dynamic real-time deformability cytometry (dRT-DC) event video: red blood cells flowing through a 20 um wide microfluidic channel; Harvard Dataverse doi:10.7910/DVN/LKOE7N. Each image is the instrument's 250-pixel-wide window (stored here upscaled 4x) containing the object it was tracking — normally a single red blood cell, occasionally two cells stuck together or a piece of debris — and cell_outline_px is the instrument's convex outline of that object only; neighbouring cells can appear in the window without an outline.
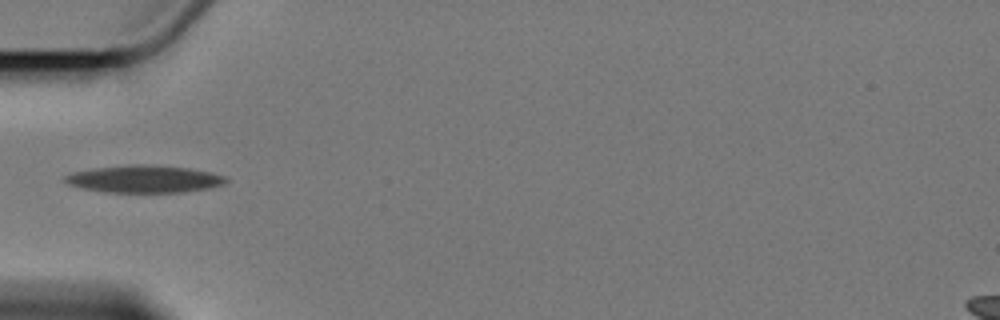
{"species": "Egyptian fruit bat (a non-hibernating species)", "species_latin": "Rousettus aegyptiacus", "temperature_condition": "cold", "stored_images_in_passage": 5, "camera_frame_rate_fps": 3000, "um_per_image_px": 0.085, "animal": {"sex": "female"}, "frame": {"image": 1, "passage_image": 5, "time_ms": 5.667, "image_size_px": [1000, 320], "cell_outline_px": [[228, 180], [224, 184], [208, 188], [184, 192], [104, 192], [80, 188], [68, 184], [64, 180], [64, 176], [76, 172], [96, 168], [132, 164], [148, 164], [188, 168], [212, 172], [224, 176]], "centroid_in_image_um": [12.28, 15.22], "position_along_channel_um": 72.7, "area_um2": 25.55}}